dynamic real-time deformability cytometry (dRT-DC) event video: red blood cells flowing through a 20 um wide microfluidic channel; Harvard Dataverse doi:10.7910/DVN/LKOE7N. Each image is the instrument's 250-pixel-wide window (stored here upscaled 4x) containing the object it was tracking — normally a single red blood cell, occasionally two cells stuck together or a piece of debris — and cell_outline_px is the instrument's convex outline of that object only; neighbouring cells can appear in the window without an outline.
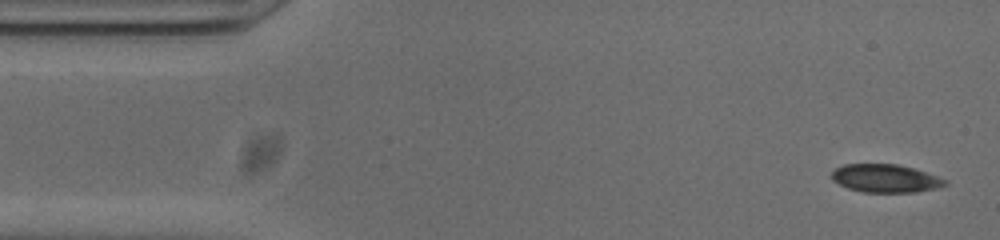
{"species": "common noctule bat (a hibernating species)", "species_latin": "Nyctalus noctula", "temperature_condition": "cold", "stored_images_in_passage": 51, "camera_frame_rate_fps": 3000, "um_per_image_px": 0.085, "animal": {"sex": "male", "body_mass_g": 20.0, "forearm_length_mm": 53.3}, "frame": {"image": 1, "passage_image": 2, "time_ms": 0.333, "image_size_px": [1000, 240], "cell_outline_px": [[948, 184], [940, 188], [916, 192], [864, 192], [848, 188], [832, 180], [832, 172], [836, 168], [844, 164], [896, 164], [912, 168], [948, 180]], "centroid_in_image_um": [75.29, 15.17], "position_along_channel_um": 9.7, "area_um2": 18.5}}
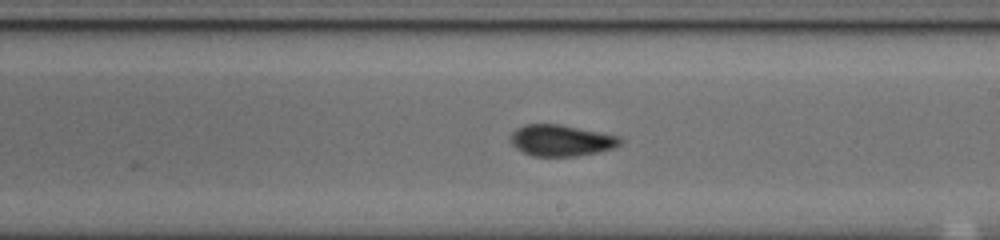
{"frame": {"image": 2, "passage_image": 28, "time_ms": 9.0, "image_size_px": [1000, 240], "cell_outline_px": [[624, 140], [620, 144], [612, 148], [596, 152], [576, 156], [532, 156], [516, 148], [508, 140], [508, 136], [516, 128], [524, 124], [560, 124], [620, 136]], "centroid_in_image_um": [47.66, 11.92], "position_along_channel_um": 241.3, "area_um2": 20.11}}
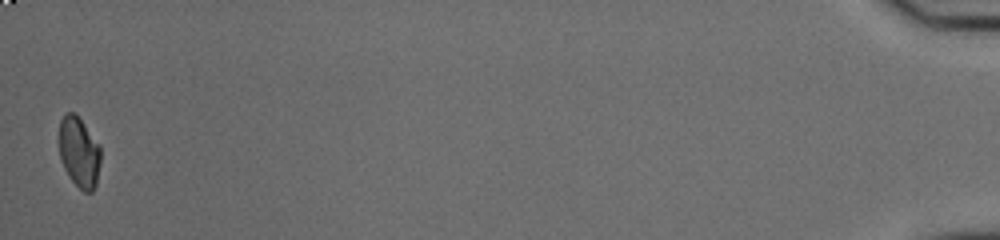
{"frame": {"image": 3, "passage_image": 51, "time_ms": 16.667, "image_size_px": [1000, 240], "cell_outline_px": [[100, 164], [96, 184], [92, 192], [84, 192], [68, 176], [60, 160], [60, 120], [64, 112], [72, 112], [80, 120], [100, 144]], "centroid_in_image_um": [6.73, 12.95], "position_along_channel_um": 428.5, "area_um2": 16.94}, "authors_computed_cell_mechanics": {"area_um2": 19.363, "velocity_mm_per_s": 3.8526, "shape_relaxation_time_tau1_ms": null, "shape_relaxation_time_tau2_ms": 1.6472, "deformation_change_tau1": null, "deformation_change_tau2": 0.0421}}